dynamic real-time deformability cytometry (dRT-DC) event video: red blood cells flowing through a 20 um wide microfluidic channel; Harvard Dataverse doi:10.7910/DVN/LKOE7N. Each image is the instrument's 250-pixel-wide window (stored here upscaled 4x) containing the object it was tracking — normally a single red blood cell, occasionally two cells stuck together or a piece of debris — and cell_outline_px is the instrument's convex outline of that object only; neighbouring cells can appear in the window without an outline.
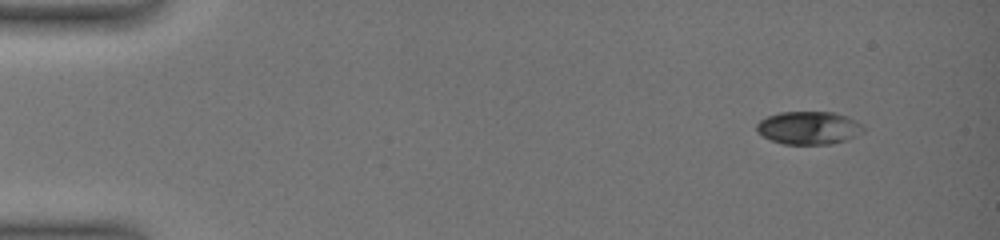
{"species": "common noctule bat (a hibernating species)", "species_latin": "Nyctalus noctula", "temperature_condition": "warm", "stored_images_in_passage": 9, "camera_frame_rate_fps": 3000, "um_per_image_px": 0.085, "animal": {"sex": "female", "body_mass_g": 19.0, "forearm_length_mm": 51.5}, "frame": {"image": 1, "passage_image": 1, "time_ms": 0.0, "image_size_px": [1000, 240], "cell_outline_px": [[864, 132], [848, 140], [832, 144], [784, 144], [772, 140], [756, 132], [756, 124], [760, 120], [768, 116], [780, 112], [836, 112], [848, 116], [856, 120], [864, 128]], "centroid_in_image_um": [68.77, 10.87], "position_along_channel_um": 16.2, "area_um2": 20.69}}
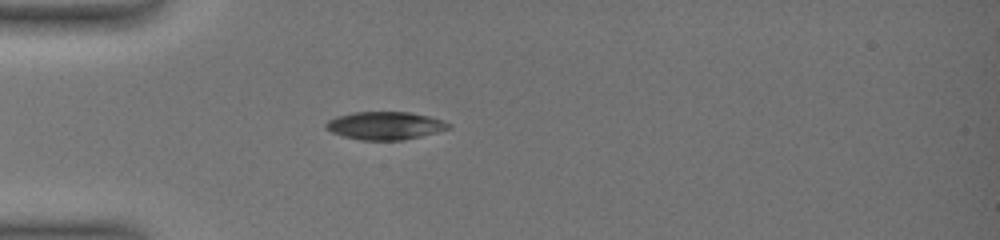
{"frame": {"image": 2, "passage_image": 7, "time_ms": 4.0, "image_size_px": [1000, 240], "cell_outline_px": [[452, 128], [404, 140], [360, 140], [344, 136], [332, 132], [324, 128], [324, 124], [328, 120], [336, 116], [352, 112], [412, 112], [444, 120], [452, 124]], "centroid_in_image_um": [32.73, 10.67], "position_along_channel_um": 52.3, "area_um2": 20.11}}
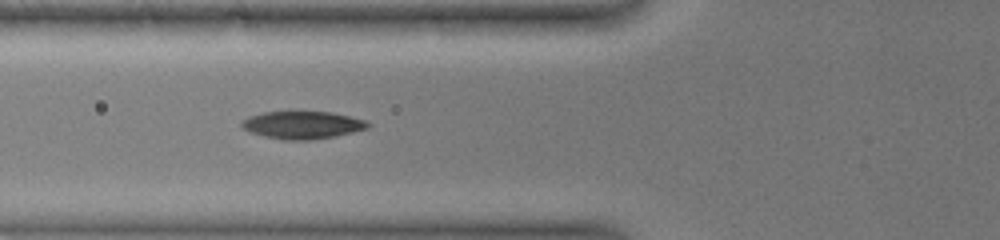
{"frame": {"image": 3, "passage_image": 9, "time_ms": 5.667, "image_size_px": [1000, 240], "cell_outline_px": [[372, 124], [368, 128], [336, 136], [312, 140], [284, 140], [264, 136], [248, 132], [240, 128], [240, 124], [248, 116], [264, 112], [288, 108], [332, 112], [352, 116], [368, 120]], "centroid_in_image_um": [25.69, 10.57], "position_along_channel_um": 100.1, "area_um2": 21.56}}